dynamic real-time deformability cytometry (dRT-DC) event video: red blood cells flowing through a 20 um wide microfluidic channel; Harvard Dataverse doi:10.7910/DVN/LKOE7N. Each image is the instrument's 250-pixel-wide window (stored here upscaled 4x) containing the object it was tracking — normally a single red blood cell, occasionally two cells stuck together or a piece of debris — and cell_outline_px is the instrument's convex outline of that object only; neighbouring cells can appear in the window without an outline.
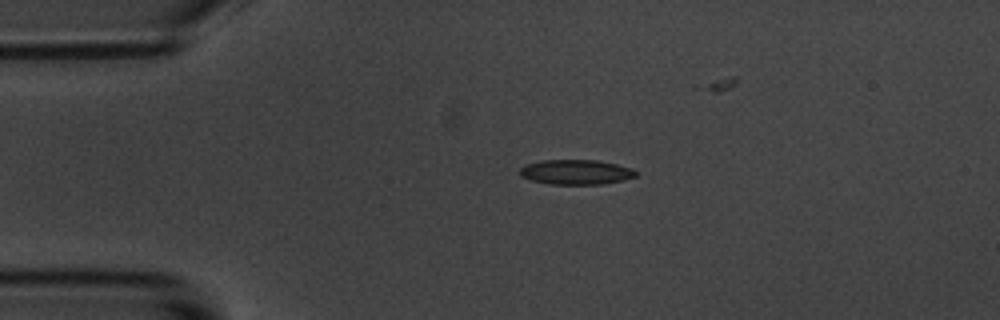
{"species": "common noctule bat (a hibernating species)", "species_latin": "Nyctalus noctula", "temperature_condition": "room temperature", "stored_images_in_passage": 3, "camera_frame_rate_fps": 3000, "um_per_image_px": 0.085, "animal": {"sex": "male", "body_mass_g": 20.1, "forearm_length_mm": 53.5}, "frame": {"image": 1, "passage_image": 1, "time_ms": 0.0, "image_size_px": [1000, 320], "cell_outline_px": [[636, 176], [624, 180], [600, 184], [548, 184], [532, 180], [520, 176], [520, 168], [528, 164], [540, 160], [596, 160], [616, 164], [632, 168], [636, 172]], "centroid_in_image_um": [48.95, 14.62], "position_along_channel_um": 36.0, "area_um2": 16.7}}